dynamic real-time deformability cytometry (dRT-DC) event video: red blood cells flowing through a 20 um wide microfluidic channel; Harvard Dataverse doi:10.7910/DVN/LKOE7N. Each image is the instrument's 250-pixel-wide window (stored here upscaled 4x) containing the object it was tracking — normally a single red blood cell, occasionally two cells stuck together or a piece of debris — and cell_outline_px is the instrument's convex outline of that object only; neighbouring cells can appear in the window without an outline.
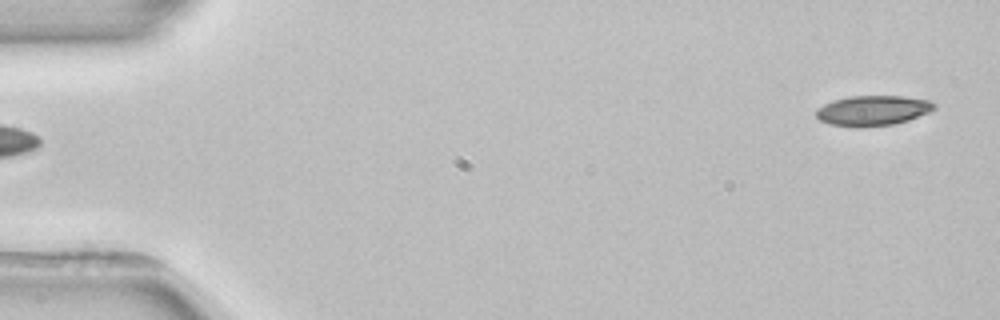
{"species": "common noctule bat (a hibernating species)", "species_latin": "Nyctalus noctula", "temperature_condition": "room temperature", "stored_images_in_passage": 5, "segment_of_instrument_passage": [2, 2], "camera_frame_rate_fps": 3000, "um_per_image_px": 0.085, "animal": {"sex": "female", "body_mass_g": 22.7, "forearm_length_mm": 54.2}, "frame": {"image": 1, "passage_image": 5, "time_ms": 5.333, "image_size_px": [1000, 320], "cell_outline_px": [[936, 108], [928, 112], [908, 120], [892, 124], [856, 128], [828, 124], [820, 120], [816, 116], [816, 108], [832, 100], [848, 96], [904, 96], [932, 100], [936, 104]], "centroid_in_image_um": [74.17, 9.39], "position_along_channel_um": 10.8, "area_um2": 20.98}}